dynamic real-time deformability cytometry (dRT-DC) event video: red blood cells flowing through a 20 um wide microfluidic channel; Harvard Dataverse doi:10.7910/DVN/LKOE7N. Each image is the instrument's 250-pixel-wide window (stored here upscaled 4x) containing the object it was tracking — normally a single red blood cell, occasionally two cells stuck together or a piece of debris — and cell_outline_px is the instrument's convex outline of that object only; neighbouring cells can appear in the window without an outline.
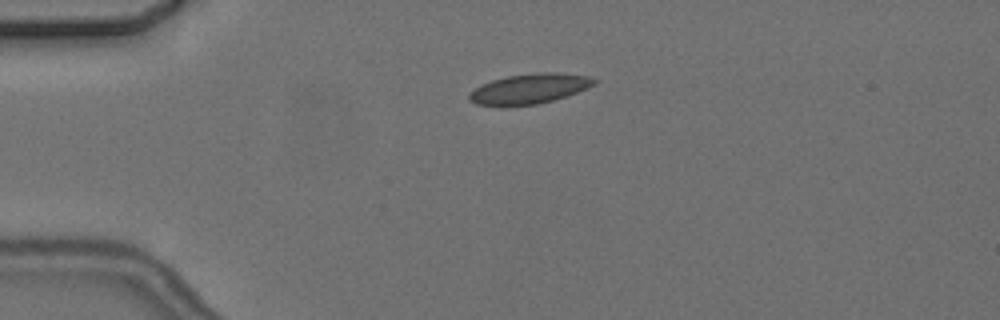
{"species": "common noctule bat (a hibernating species)", "species_latin": "Nyctalus noctula", "temperature_condition": "cold", "stored_images_in_passage": 7, "camera_frame_rate_fps": 3000, "um_per_image_px": 0.085, "animal": {"sex": "female", "body_mass_g": 24.6, "forearm_length_mm": 56.2}, "frame": {"image": 1, "passage_image": 4, "time_ms": 3.333, "image_size_px": [1000, 320], "cell_outline_px": [[596, 84], [576, 92], [552, 100], [536, 104], [500, 108], [476, 104], [468, 100], [468, 92], [480, 84], [492, 80], [508, 76], [536, 72], [556, 72], [588, 76], [596, 80]], "centroid_in_image_um": [44.89, 7.56], "position_along_channel_um": 40.1, "area_um2": 22.25}}
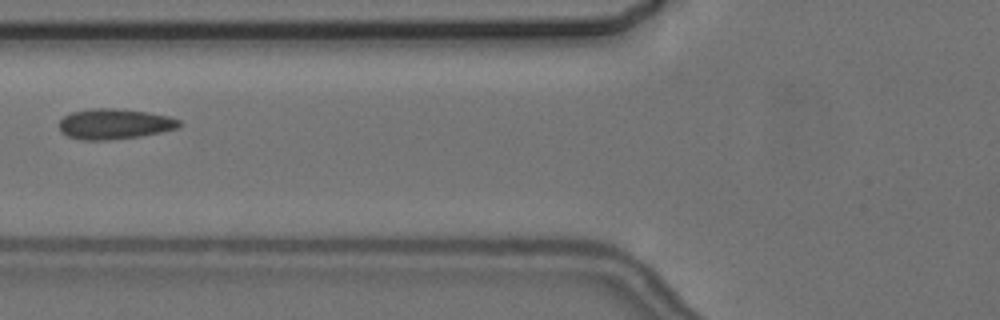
{"frame": {"image": 2, "passage_image": 6, "time_ms": 6.333, "image_size_px": [1000, 320], "cell_outline_px": [[184, 124], [176, 128], [160, 132], [140, 136], [108, 140], [80, 140], [68, 136], [60, 132], [60, 120], [64, 116], [72, 112], [92, 108], [116, 108], [148, 112], [168, 116], [180, 120]], "centroid_in_image_um": [9.73, 10.53], "position_along_channel_um": 116.1, "area_um2": 21.33}}
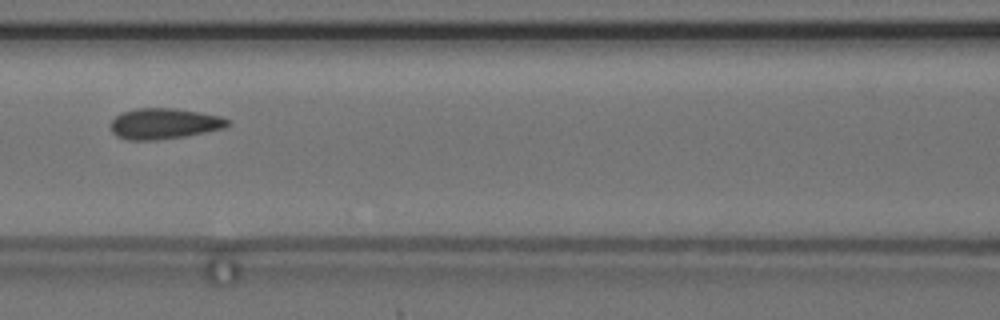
{"frame": {"image": 3, "passage_image": 7, "time_ms": 7.333, "image_size_px": [1000, 320], "cell_outline_px": [[232, 124], [224, 128], [184, 136], [156, 140], [128, 140], [116, 136], [112, 132], [112, 120], [116, 116], [124, 112], [136, 108], [172, 108], [200, 112], [220, 116], [228, 120]], "centroid_in_image_um": [13.96, 10.51], "position_along_channel_um": 152.6, "area_um2": 20.81}}